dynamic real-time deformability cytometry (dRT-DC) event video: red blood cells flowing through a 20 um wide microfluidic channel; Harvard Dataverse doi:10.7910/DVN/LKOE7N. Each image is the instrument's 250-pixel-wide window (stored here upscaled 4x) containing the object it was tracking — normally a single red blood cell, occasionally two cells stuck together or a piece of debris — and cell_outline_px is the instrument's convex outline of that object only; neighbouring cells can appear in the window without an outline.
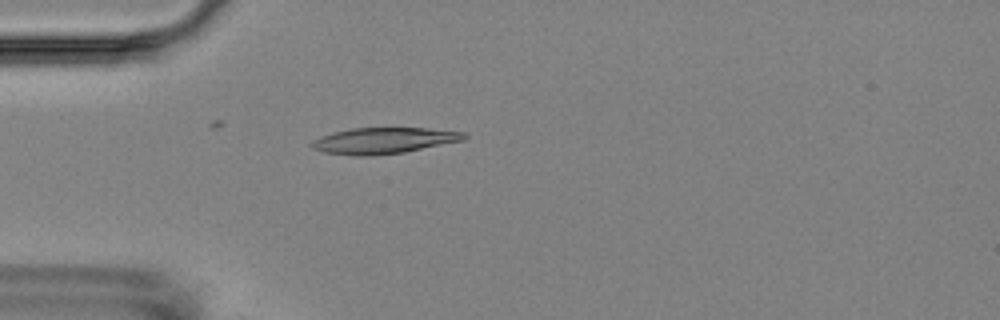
{"species": "Egyptian fruit bat (a non-hibernating species)", "species_latin": "Rousettus aegyptiacus", "temperature_condition": "room temperature", "stored_images_in_passage": 4, "camera_frame_rate_fps": 3000, "um_per_image_px": 0.085, "animal": {"sex": "female"}, "frame": {"image": 1, "passage_image": 4, "time_ms": 4.333, "image_size_px": [1000, 320], "cell_outline_px": [[468, 136], [464, 140], [404, 152], [372, 156], [356, 156], [324, 152], [312, 148], [308, 144], [312, 140], [320, 136], [352, 128], [428, 128], [464, 132]], "centroid_in_image_um": [32.6, 11.95], "position_along_channel_um": 52.4, "area_um2": 23.18}}